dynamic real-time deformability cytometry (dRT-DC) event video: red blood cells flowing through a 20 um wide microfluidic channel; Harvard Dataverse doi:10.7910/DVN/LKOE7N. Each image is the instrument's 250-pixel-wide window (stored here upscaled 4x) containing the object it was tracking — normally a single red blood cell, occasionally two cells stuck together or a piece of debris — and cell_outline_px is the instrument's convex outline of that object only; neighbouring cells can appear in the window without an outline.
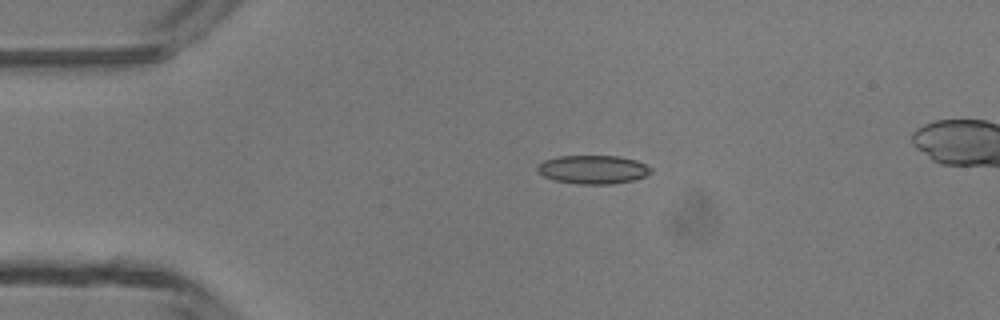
{"species": "common noctule bat (a hibernating species)", "species_latin": "Nyctalus noctula", "temperature_condition": "room temperature", "stored_images_in_passage": 5, "camera_frame_rate_fps": 3000, "um_per_image_px": 0.085, "animal": {"sex": "male", "body_mass_g": 13.3}, "frame": {"image": 1, "passage_image": 3, "time_ms": 2.667, "image_size_px": [1000, 320], "cell_outline_px": [[652, 172], [644, 176], [632, 180], [612, 184], [576, 184], [556, 180], [544, 176], [536, 168], [544, 160], [556, 156], [620, 156], [636, 160], [652, 168]], "centroid_in_image_um": [50.42, 14.4], "position_along_channel_um": 34.6, "area_um2": 18.79}}